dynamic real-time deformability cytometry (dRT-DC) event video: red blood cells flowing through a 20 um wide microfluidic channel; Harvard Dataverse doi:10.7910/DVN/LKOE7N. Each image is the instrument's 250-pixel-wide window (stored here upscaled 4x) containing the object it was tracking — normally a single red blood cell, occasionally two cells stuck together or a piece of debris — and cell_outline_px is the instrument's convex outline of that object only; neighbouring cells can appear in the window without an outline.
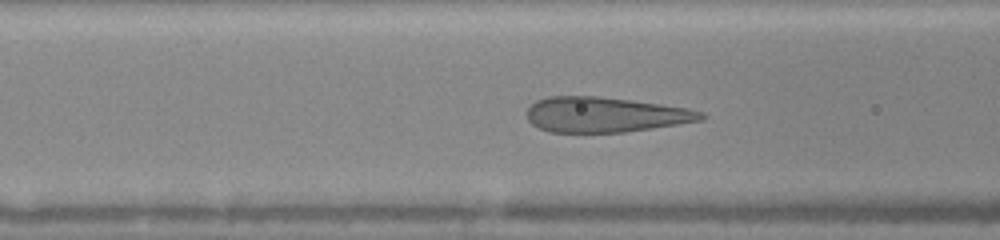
{"species": "human", "species_latin": "Homo sapiens", "temperature_condition": "warm", "stored_images_in_passage": 47, "camera_frame_rate_fps": 3000, "um_per_image_px": 0.085, "donor": {"sex": "female"}, "frame": {"image": 1, "passage_image": 19, "time_ms": 6.0, "image_size_px": [1000, 240], "cell_outline_px": [[704, 116], [696, 120], [648, 128], [620, 132], [552, 132], [540, 128], [532, 124], [528, 120], [528, 108], [532, 104], [540, 100], [552, 96], [592, 96], [628, 100], [684, 108], [700, 112]], "centroid_in_image_um": [51.3, 9.74], "position_along_channel_um": 115.3, "area_um2": 34.28}}
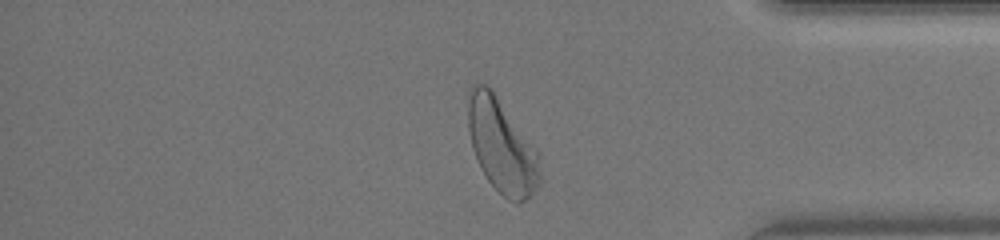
{"frame": {"image": 2, "passage_image": 40, "time_ms": 13.0, "image_size_px": [1000, 240], "cell_outline_px": [[540, 180], [528, 196], [524, 200], [520, 200], [504, 196], [488, 180], [476, 156], [472, 144], [468, 124], [468, 108], [472, 92], [480, 84], [484, 84], [492, 92], [536, 156]], "centroid_in_image_um": [42.58, 12.47], "position_along_channel_um": 392.6, "area_um2": 35.43}}
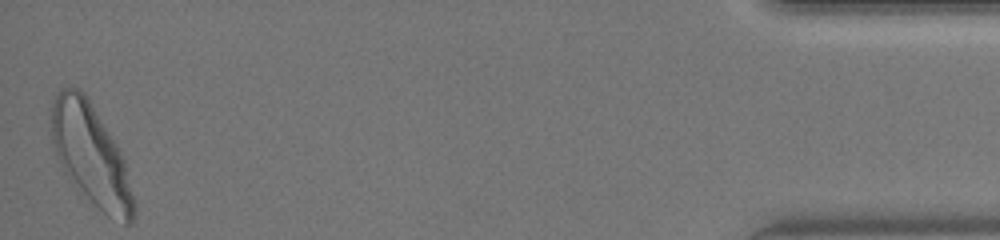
{"frame": {"image": 3, "passage_image": 47, "time_ms": 15.333, "image_size_px": [1000, 240], "cell_outline_px": [[132, 220], [128, 224], [104, 212], [92, 200], [76, 180], [56, 144], [52, 128], [52, 112], [56, 96], [60, 92], [68, 88], [76, 88], [88, 100], [116, 148], [120, 156], [124, 168], [132, 196]], "centroid_in_image_um": [7.76, 13.11], "position_along_channel_um": 427.4, "area_um2": 42.54}, "authors_computed_cell_mechanics": {"area_um2": 33.6974, "velocity_mm_per_s": 4.1905, "shape_relaxation_time_tau1_ms": 3.7848, "shape_relaxation_time_tau2_ms": null, "deformation_change_tau1": 0.1444, "deformation_change_tau2": null}}